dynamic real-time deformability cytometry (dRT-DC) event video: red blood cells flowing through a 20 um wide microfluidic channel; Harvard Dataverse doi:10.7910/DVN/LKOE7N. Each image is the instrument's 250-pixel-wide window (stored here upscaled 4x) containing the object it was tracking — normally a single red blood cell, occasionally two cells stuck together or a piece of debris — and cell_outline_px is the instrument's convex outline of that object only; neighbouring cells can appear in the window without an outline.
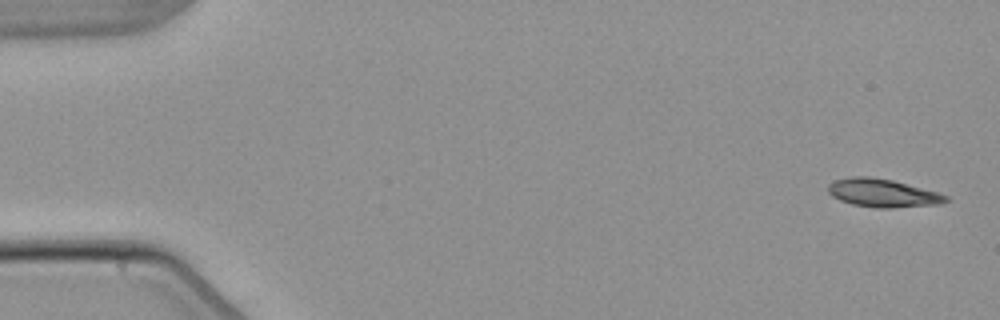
{"species": "common noctule bat (a hibernating species)", "species_latin": "Nyctalus noctula", "temperature_condition": "warm", "stored_images_in_passage": 4, "camera_frame_rate_fps": 3000, "um_per_image_px": 0.085, "animal": {"sex": "male", "body_mass_g": 21.5, "forearm_length_mm": 52.0}, "frame": {"image": 1, "passage_image": 1, "time_ms": 0.0, "image_size_px": [1000, 320], "cell_outline_px": [[948, 200], [940, 204], [888, 208], [876, 208], [852, 204], [840, 200], [832, 196], [828, 192], [828, 184], [836, 180], [852, 176], [868, 176], [892, 180], [936, 192], [948, 196]], "centroid_in_image_um": [74.99, 16.41], "position_along_channel_um": 10.0, "area_um2": 19.13}}
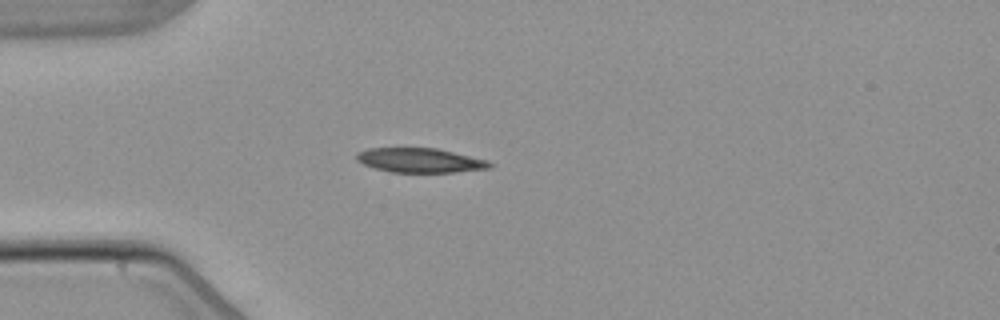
{"frame": {"image": 2, "passage_image": 4, "time_ms": 4.333, "image_size_px": [1000, 320], "cell_outline_px": [[492, 168], [456, 172], [392, 172], [376, 168], [364, 164], [356, 160], [356, 152], [368, 148], [436, 148], [488, 160], [492, 164]], "centroid_in_image_um": [35.7, 13.62], "position_along_channel_um": 49.3, "area_um2": 18.9}}